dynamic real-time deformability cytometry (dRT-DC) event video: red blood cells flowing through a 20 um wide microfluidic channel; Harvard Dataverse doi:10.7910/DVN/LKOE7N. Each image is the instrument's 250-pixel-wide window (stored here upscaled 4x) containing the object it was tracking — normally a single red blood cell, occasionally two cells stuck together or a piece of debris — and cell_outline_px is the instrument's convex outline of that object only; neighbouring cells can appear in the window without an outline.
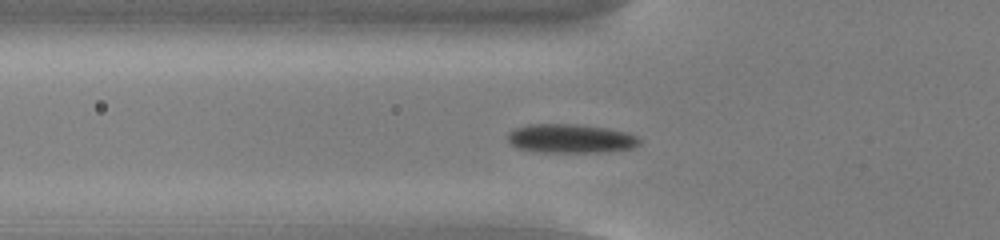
{"species": "common noctule bat (a hibernating species)", "species_latin": "Nyctalus noctula", "temperature_condition": "cold", "stored_images_in_passage": 31, "camera_frame_rate_fps": 3000, "um_per_image_px": 0.085, "animal": {"sex": "male", "body_mass_g": 13.0, "forearm_length_mm": 53.1}, "frame": {"image": 1, "passage_image": 2, "time_ms": 0.333, "image_size_px": [1000, 240], "cell_outline_px": [[640, 144], [632, 148], [604, 152], [540, 152], [520, 148], [512, 144], [508, 140], [508, 132], [512, 128], [528, 124], [576, 124], [608, 128], [628, 132], [636, 136], [640, 140]], "centroid_in_image_um": [48.51, 11.76], "position_along_channel_um": 77.3, "area_um2": 22.31}}
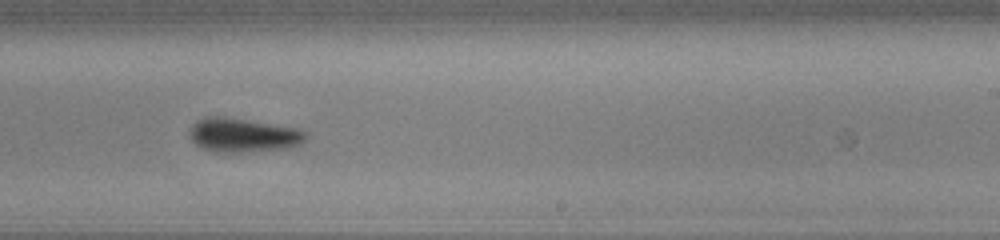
{"frame": {"image": 2, "passage_image": 17, "time_ms": 5.333, "image_size_px": [1000, 240], "cell_outline_px": [[308, 132], [304, 140], [300, 144], [292, 148], [240, 152], [216, 152], [204, 148], [196, 144], [192, 140], [188, 132], [192, 124], [196, 120], [204, 116], [224, 116], [300, 128]], "centroid_in_image_um": [20.68, 11.47], "position_along_channel_um": 268.3, "area_um2": 23.35}}
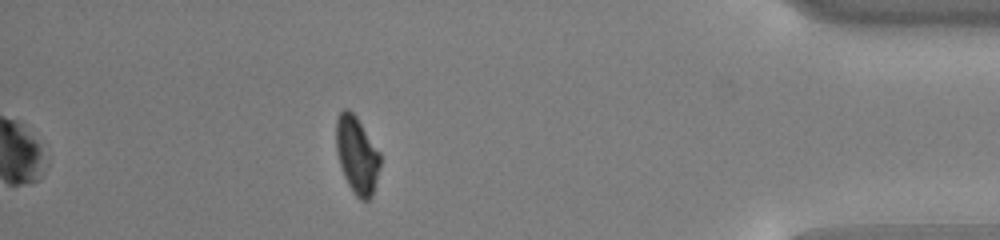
{"frame": {"image": 3, "passage_image": 31, "time_ms": 10.0, "image_size_px": [1000, 240], "cell_outline_px": [[380, 168], [372, 196], [368, 200], [360, 200], [352, 192], [340, 168], [336, 152], [336, 120], [340, 112], [344, 108], [348, 108], [356, 116], [380, 152]], "centroid_in_image_um": [30.33, 13.18], "position_along_channel_um": 404.9, "area_um2": 20.0}, "authors_computed_cell_mechanics": {"area_um2": 22.4264, "velocity_mm_per_s": 3.8253, "shape_relaxation_time_tau1_ms": 1.7767, "shape_relaxation_time_tau2_ms": 6.1492, "deformation_change_tau1": 0.1228, "deformation_change_tau2": 0.1144}}